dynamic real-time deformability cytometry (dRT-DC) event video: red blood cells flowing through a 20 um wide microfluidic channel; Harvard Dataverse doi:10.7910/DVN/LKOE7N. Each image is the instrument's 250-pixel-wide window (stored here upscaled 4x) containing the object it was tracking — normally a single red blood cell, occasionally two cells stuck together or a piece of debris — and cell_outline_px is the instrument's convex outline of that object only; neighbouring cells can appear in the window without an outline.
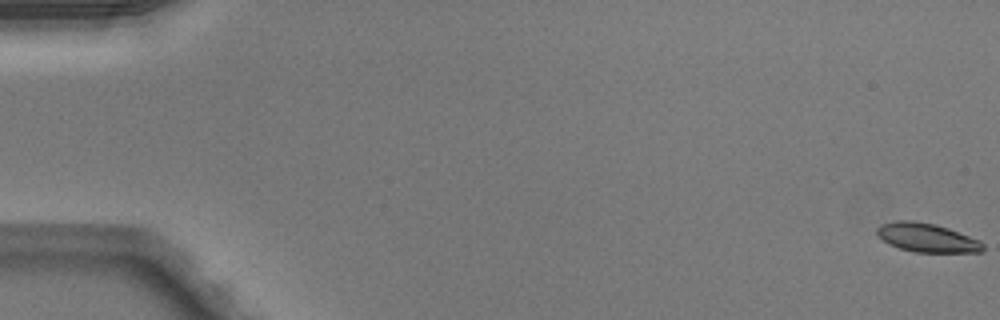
{"species": "Egyptian fruit bat (a non-hibernating species)", "species_latin": "Rousettus aegyptiacus", "temperature_condition": "warm", "stored_images_in_passage": 51, "camera_frame_rate_fps": 3000, "um_per_image_px": 0.085, "animal": {"sex": "male"}, "frame": {"image": 1, "passage_image": 1, "time_ms": 0.0, "image_size_px": [1000, 320], "cell_outline_px": [[984, 252], [916, 252], [900, 248], [888, 244], [876, 232], [876, 228], [884, 224], [896, 220], [912, 220], [936, 224], [948, 228], [980, 240], [984, 244]], "centroid_in_image_um": [78.82, 20.2], "position_along_channel_um": 6.2, "area_um2": 17.74}}
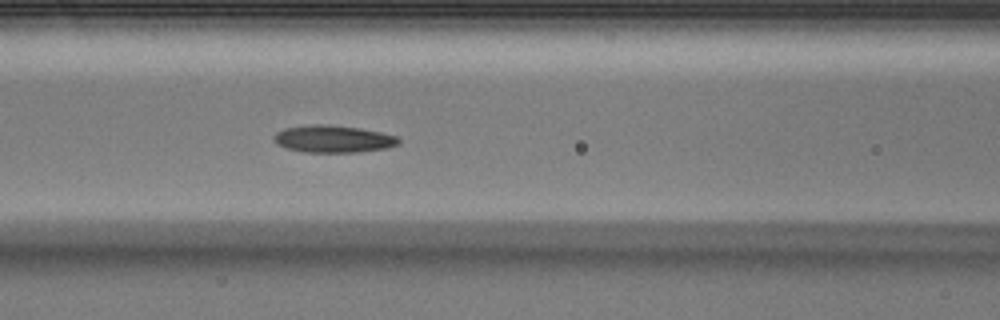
{"frame": {"image": 2, "passage_image": 23, "time_ms": 7.333, "image_size_px": [1000, 320], "cell_outline_px": [[400, 144], [388, 148], [356, 152], [300, 152], [284, 148], [276, 144], [272, 140], [272, 136], [276, 132], [284, 128], [312, 124], [324, 124], [360, 128], [380, 132], [396, 136], [400, 140]], "centroid_in_image_um": [28.27, 11.81], "position_along_channel_um": 138.3, "area_um2": 20.06}}
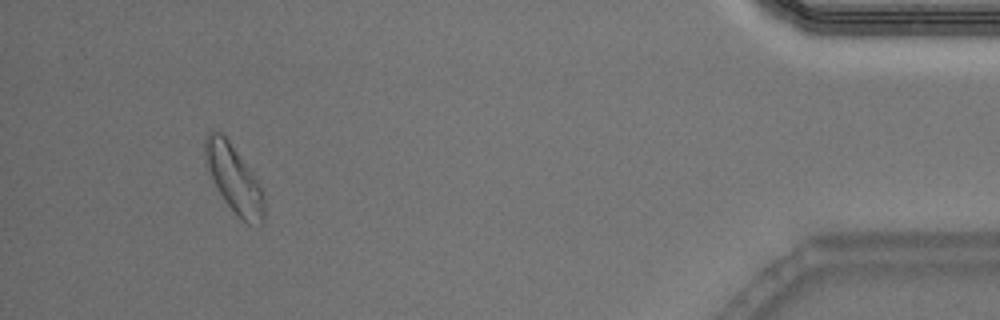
{"frame": {"image": 3, "passage_image": 48, "time_ms": 15.667, "image_size_px": [1000, 320], "cell_outline_px": [[264, 220], [260, 224], [248, 224], [224, 200], [204, 160], [204, 140], [208, 132], [220, 132], [228, 140], [252, 172], [260, 184], [264, 192]], "centroid_in_image_um": [19.91, 15.18], "position_along_channel_um": 415.3, "area_um2": 22.6}, "authors_computed_cell_mechanics": {"area_um2": 19.1896, "velocity_mm_per_s": 4.0675, "shape_relaxation_time_tau1_ms": 2.597, "shape_relaxation_time_tau2_ms": 2.7963, "deformation_change_tau1": 0.0997, "deformation_change_tau2": 0.0949}}